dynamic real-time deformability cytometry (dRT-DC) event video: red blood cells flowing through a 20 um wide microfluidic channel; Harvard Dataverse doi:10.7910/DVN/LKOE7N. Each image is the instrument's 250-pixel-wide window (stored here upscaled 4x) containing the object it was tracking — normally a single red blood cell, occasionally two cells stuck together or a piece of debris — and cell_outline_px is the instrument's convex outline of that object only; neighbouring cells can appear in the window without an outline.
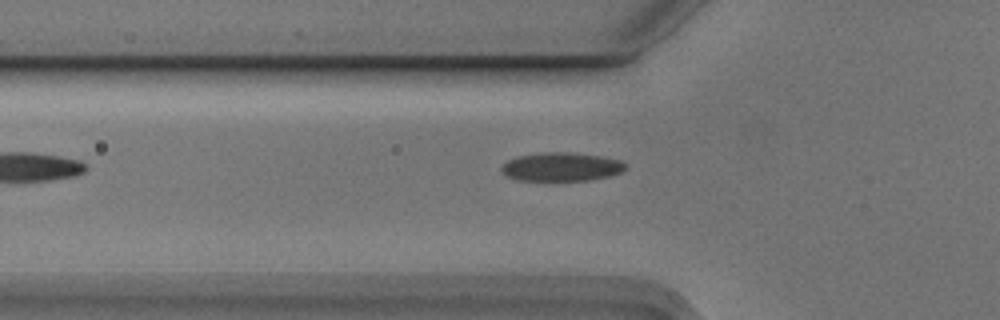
{"species": "Egyptian fruit bat (a non-hibernating species)", "species_latin": "Rousettus aegyptiacus", "temperature_condition": "cold", "stored_images_in_passage": 3, "camera_frame_rate_fps": 3000, "um_per_image_px": 0.085, "animal": {"sex": "male"}, "frame": {"image": 1, "passage_image": 3, "time_ms": 0.667, "image_size_px": [1000, 320], "cell_outline_px": [[628, 164], [620, 172], [608, 176], [588, 180], [516, 180], [508, 176], [500, 168], [508, 160], [516, 156], [544, 152], [568, 152], [600, 156], [620, 160]], "centroid_in_image_um": [47.71, 14.17], "position_along_channel_um": 78.1, "area_um2": 20.46}}